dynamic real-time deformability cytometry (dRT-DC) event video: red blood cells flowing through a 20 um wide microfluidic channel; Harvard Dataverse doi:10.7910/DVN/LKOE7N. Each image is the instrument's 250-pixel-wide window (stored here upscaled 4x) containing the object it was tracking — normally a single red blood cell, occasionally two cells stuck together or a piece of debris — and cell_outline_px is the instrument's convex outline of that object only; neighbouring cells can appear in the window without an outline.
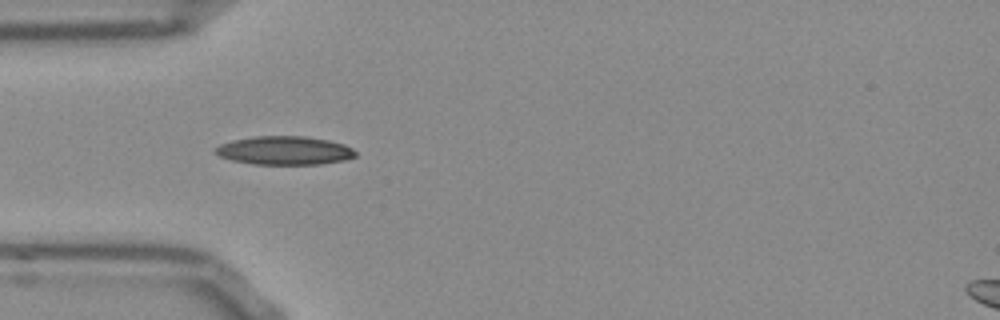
{"species": "Egyptian fruit bat (a non-hibernating species)", "species_latin": "Rousettus aegyptiacus", "temperature_condition": "room temperature", "stored_images_in_passage": 38, "camera_frame_rate_fps": 3000, "um_per_image_px": 0.085, "frame": {"image": 1, "passage_image": 1, "time_ms": 0.0, "image_size_px": [1000, 320], "cell_outline_px": [[356, 156], [344, 160], [320, 164], [252, 164], [232, 160], [220, 156], [212, 152], [212, 148], [220, 144], [232, 140], [252, 136], [304, 136], [328, 140], [344, 144], [352, 148], [356, 152]], "centroid_in_image_um": [24.14, 12.79], "position_along_channel_um": 60.9, "area_um2": 23.47}}
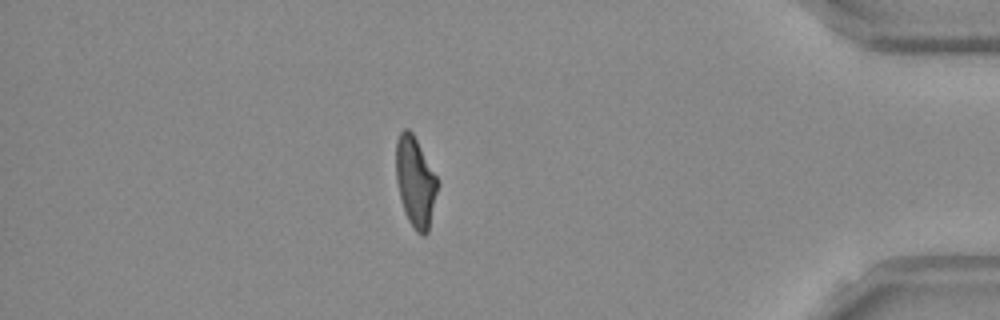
{"frame": {"image": 2, "passage_image": 31, "time_ms": 10.0, "image_size_px": [1000, 320], "cell_outline_px": [[440, 184], [428, 232], [424, 236], [420, 236], [416, 232], [408, 220], [404, 212], [396, 180], [396, 140], [400, 132], [404, 128], [408, 128], [412, 132], [436, 176]], "centroid_in_image_um": [35.31, 15.49], "position_along_channel_um": 399.9, "area_um2": 21.96}}
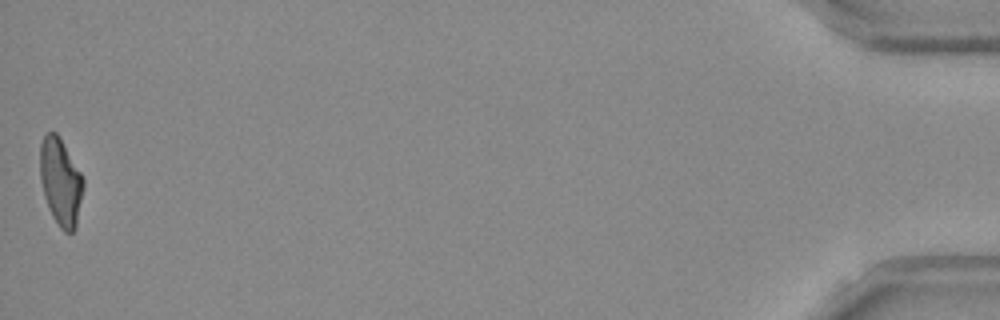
{"frame": {"image": 3, "passage_image": 38, "time_ms": 12.333, "image_size_px": [1000, 320], "cell_outline_px": [[84, 188], [76, 228], [72, 232], [64, 232], [60, 228], [52, 216], [44, 196], [40, 180], [40, 144], [44, 136], [48, 132], [56, 132], [60, 136], [80, 172], [84, 180]], "centroid_in_image_um": [5.16, 15.46], "position_along_channel_um": 430.0, "area_um2": 22.14}, "authors_computed_cell_mechanics": {"area_um2": 22.1663, "velocity_mm_per_s": 3.828, "shape_relaxation_time_tau1_ms": 6.7689, "shape_relaxation_time_tau2_ms": 1.4386, "deformation_change_tau1": 0.1941, "deformation_change_tau2": 0.0894}}